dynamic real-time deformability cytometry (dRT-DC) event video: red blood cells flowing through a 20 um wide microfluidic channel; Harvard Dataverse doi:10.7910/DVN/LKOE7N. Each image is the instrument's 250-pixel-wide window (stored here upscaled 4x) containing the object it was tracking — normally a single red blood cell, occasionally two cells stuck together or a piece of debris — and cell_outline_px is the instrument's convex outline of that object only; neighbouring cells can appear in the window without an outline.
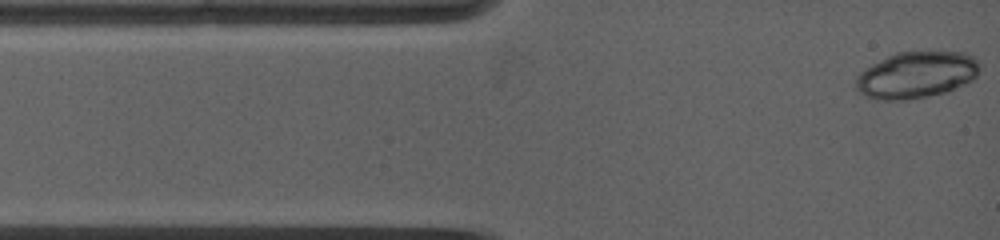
{"species": "common noctule bat (a hibernating species)", "species_latin": "Nyctalus noctula", "temperature_condition": "warm", "stored_images_in_passage": 16, "camera_frame_rate_fps": 5000, "um_per_image_px": 0.085, "animal": {"sex": "female", "body_mass_g": 19.0, "forearm_length_mm": 53.3}, "frame": {"image": 1, "passage_image": 1, "time_ms": 0.0, "image_size_px": [1000, 240], "cell_outline_px": [[980, 68], [976, 76], [972, 80], [948, 92], [908, 100], [876, 100], [864, 96], [856, 88], [856, 76], [864, 68], [896, 52], [932, 48], [964, 52], [972, 56], [980, 64]], "centroid_in_image_um": [77.92, 6.32], "position_along_channel_um": 7.1, "area_um2": 34.74}}